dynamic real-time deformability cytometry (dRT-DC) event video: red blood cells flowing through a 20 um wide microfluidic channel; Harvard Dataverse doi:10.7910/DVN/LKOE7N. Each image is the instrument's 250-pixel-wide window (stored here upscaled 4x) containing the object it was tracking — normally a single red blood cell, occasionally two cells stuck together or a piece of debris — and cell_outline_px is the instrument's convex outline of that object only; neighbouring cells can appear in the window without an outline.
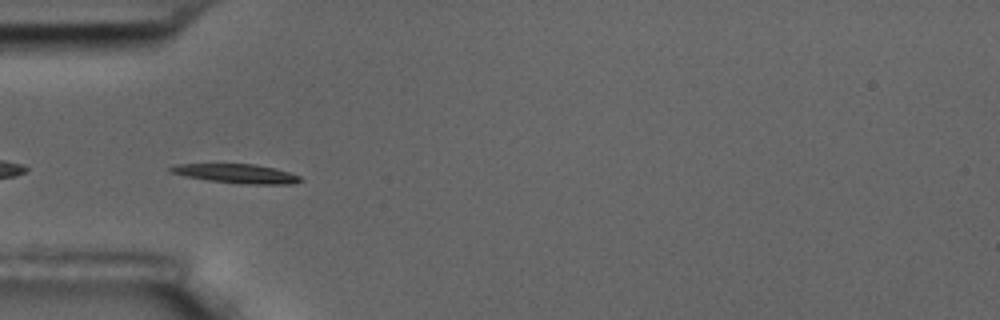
{"species": "common noctule bat (a hibernating species)", "species_latin": "Nyctalus noctula", "temperature_condition": "room temperature", "stored_images_in_passage": 11, "camera_frame_rate_fps": 3000, "um_per_image_px": 0.085, "animal": {"sex": "male", "body_mass_g": 17.5, "forearm_length_mm": 52.3}, "frame": {"image": 1, "passage_image": 5, "time_ms": 5.333, "image_size_px": [1000, 320], "cell_outline_px": [[304, 180], [292, 184], [240, 184], [208, 180], [184, 176], [168, 172], [168, 168], [176, 164], [256, 164], [288, 172], [300, 176]], "centroid_in_image_um": [20.07, 14.76], "position_along_channel_um": 64.9, "area_um2": 14.51}}
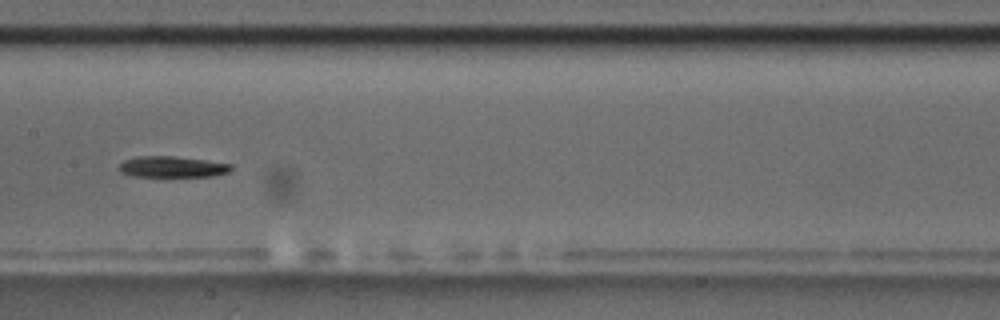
{"frame": {"image": 2, "passage_image": 8, "time_ms": 9.0, "image_size_px": [1000, 320], "cell_outline_px": [[232, 168], [228, 172], [212, 176], [132, 176], [120, 172], [120, 164], [124, 160], [140, 156], [172, 156], [204, 160], [232, 164]], "centroid_in_image_um": [14.63, 14.18], "position_along_channel_um": 192.8, "area_um2": 13.53}}
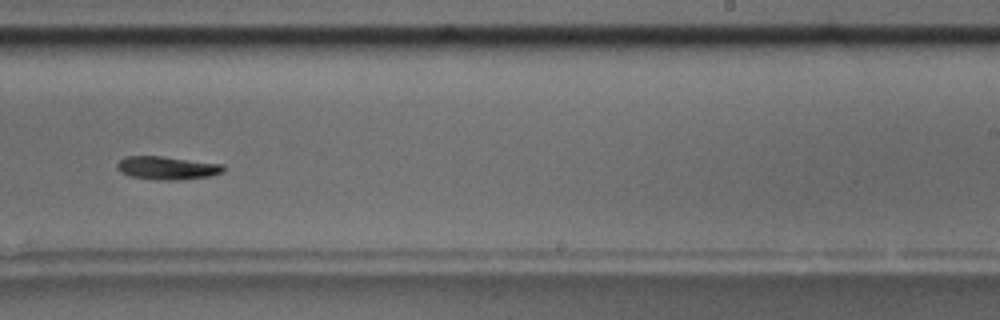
{"frame": {"image": 3, "passage_image": 10, "time_ms": 11.333, "image_size_px": [1000, 320], "cell_outline_px": [[224, 172], [212, 176], [172, 180], [156, 180], [132, 176], [120, 172], [116, 168], [116, 164], [124, 156], [160, 156], [224, 164]], "centroid_in_image_um": [14.2, 14.27], "position_along_channel_um": 274.8, "area_um2": 14.39}}